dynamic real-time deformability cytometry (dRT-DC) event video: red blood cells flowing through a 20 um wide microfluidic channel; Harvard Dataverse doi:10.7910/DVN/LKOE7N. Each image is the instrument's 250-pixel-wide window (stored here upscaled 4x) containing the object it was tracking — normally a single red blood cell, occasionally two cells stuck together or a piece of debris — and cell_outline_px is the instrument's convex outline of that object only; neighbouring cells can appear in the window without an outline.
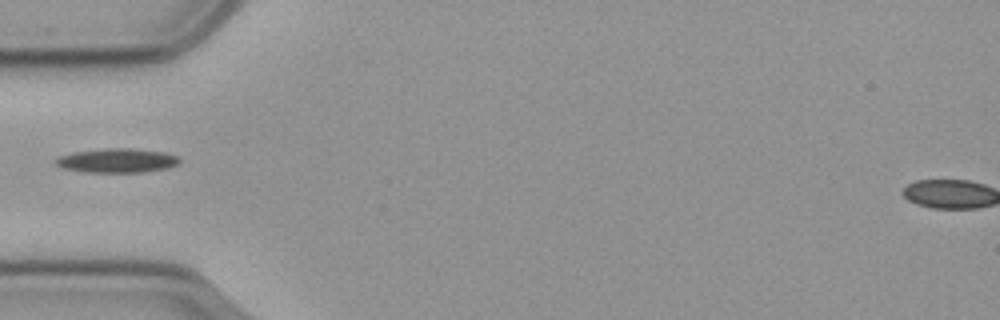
{"species": "common noctule bat (a hibernating species)", "species_latin": "Nyctalus noctula", "temperature_condition": "cold", "stored_images_in_passage": 38, "camera_frame_rate_fps": 3000, "um_per_image_px": 0.085, "animal": {"sex": "male", "body_mass_g": 23.1, "forearm_length_mm": 52.7}, "frame": {"image": 1, "passage_image": 1, "time_ms": 0.0, "image_size_px": [1000, 320], "cell_outline_px": [[180, 160], [176, 164], [168, 168], [140, 172], [84, 172], [64, 168], [56, 164], [52, 160], [60, 156], [72, 152], [104, 148], [128, 148], [164, 152], [176, 156]], "centroid_in_image_um": [9.9, 13.64], "position_along_channel_um": 75.1, "area_um2": 17.34}}